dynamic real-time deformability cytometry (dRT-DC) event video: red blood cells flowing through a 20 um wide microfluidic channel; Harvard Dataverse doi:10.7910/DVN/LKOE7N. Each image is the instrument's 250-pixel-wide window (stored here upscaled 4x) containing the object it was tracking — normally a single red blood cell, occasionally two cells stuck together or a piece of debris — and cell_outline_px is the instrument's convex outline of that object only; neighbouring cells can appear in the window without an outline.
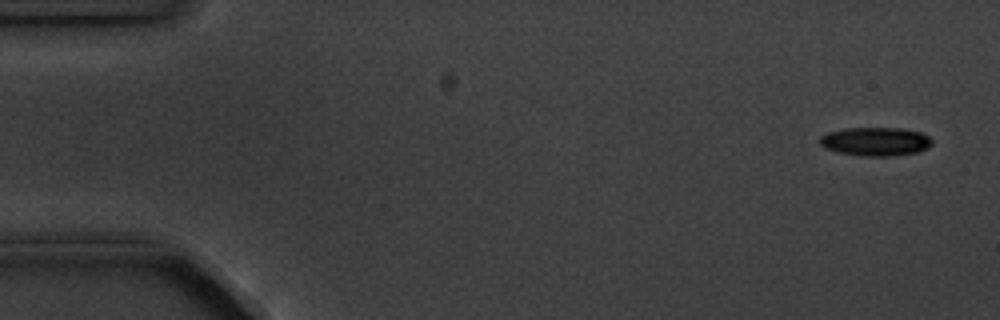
{"species": "common noctule bat (a hibernating species)", "species_latin": "Nyctalus noctula", "temperature_condition": "cold", "stored_images_in_passage": 4, "camera_frame_rate_fps": 3000, "um_per_image_px": 0.085, "animal": {"sex": "male", "body_mass_g": 20.1, "forearm_length_mm": 53.5}, "frame": {"image": 1, "passage_image": 1, "time_ms": 0.0, "image_size_px": [1000, 320], "cell_outline_px": [[932, 144], [928, 148], [916, 152], [892, 156], [860, 156], [836, 152], [824, 148], [820, 144], [820, 136], [828, 132], [844, 128], [900, 128], [920, 132], [928, 136], [932, 140]], "centroid_in_image_um": [74.39, 12.03], "position_along_channel_um": 10.6, "area_um2": 18.84}}
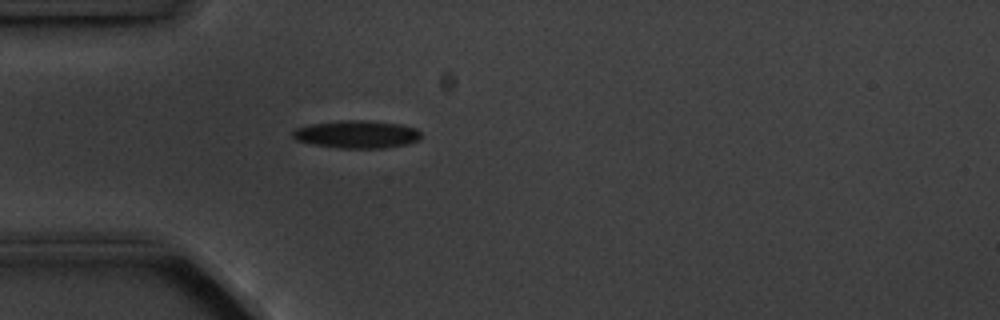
{"frame": {"image": 2, "passage_image": 4, "time_ms": 4.333, "image_size_px": [1000, 320], "cell_outline_px": [[420, 140], [408, 144], [384, 148], [336, 148], [312, 144], [296, 140], [292, 136], [292, 132], [296, 128], [308, 124], [340, 120], [364, 120], [400, 124], [416, 128], [420, 132]], "centroid_in_image_um": [30.32, 11.42], "position_along_channel_um": 54.7, "area_um2": 20.92}}